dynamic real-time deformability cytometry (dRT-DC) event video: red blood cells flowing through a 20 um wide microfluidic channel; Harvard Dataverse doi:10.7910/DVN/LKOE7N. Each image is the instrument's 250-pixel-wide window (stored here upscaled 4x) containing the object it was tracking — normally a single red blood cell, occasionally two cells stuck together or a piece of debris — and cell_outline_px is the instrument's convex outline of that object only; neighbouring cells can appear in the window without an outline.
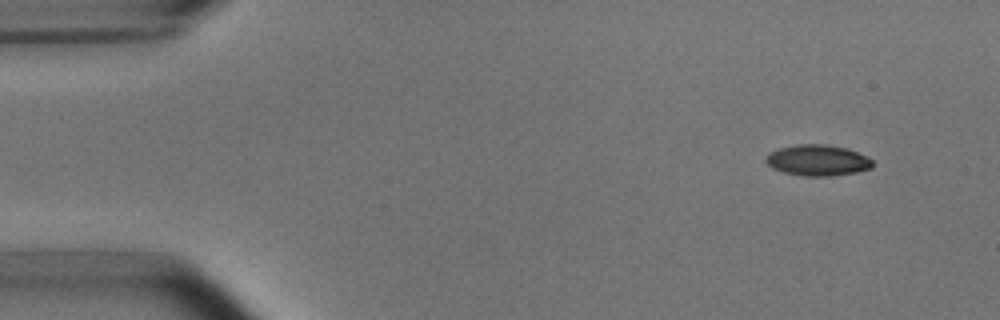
{"species": "common noctule bat (a hibernating species)", "species_latin": "Nyctalus noctula", "temperature_condition": "room temperature", "stored_images_in_passage": 5, "camera_frame_rate_fps": 3000, "um_per_image_px": 0.085, "animal": {"sex": "male", "body_mass_g": 15.6}, "frame": {"image": 1, "passage_image": 2, "time_ms": 1.333, "image_size_px": [1000, 320], "cell_outline_px": [[872, 168], [856, 172], [828, 176], [804, 176], [784, 172], [772, 168], [764, 160], [768, 152], [780, 148], [800, 144], [824, 144], [848, 148], [872, 160]], "centroid_in_image_um": [69.47, 13.62], "position_along_channel_um": 15.5, "area_um2": 19.13}}
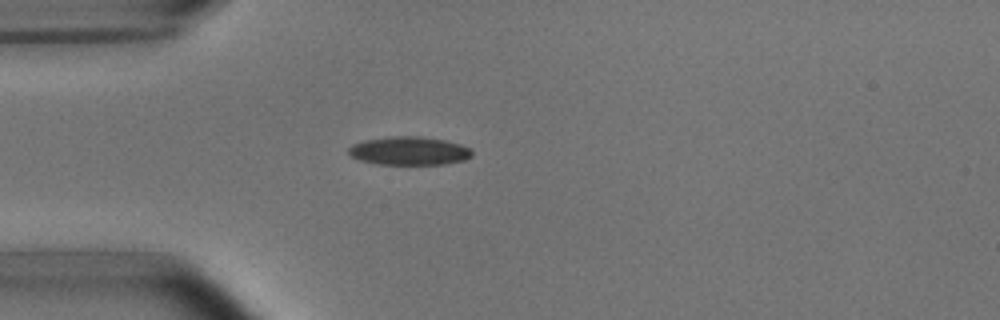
{"frame": {"image": 2, "passage_image": 4, "time_ms": 4.667, "image_size_px": [1000, 320], "cell_outline_px": [[472, 156], [464, 160], [444, 164], [376, 164], [360, 160], [352, 156], [348, 152], [348, 148], [352, 144], [364, 140], [388, 136], [420, 136], [444, 140], [460, 144], [468, 148], [472, 152]], "centroid_in_image_um": [34.75, 12.82], "position_along_channel_um": 50.2, "area_um2": 20.4}}